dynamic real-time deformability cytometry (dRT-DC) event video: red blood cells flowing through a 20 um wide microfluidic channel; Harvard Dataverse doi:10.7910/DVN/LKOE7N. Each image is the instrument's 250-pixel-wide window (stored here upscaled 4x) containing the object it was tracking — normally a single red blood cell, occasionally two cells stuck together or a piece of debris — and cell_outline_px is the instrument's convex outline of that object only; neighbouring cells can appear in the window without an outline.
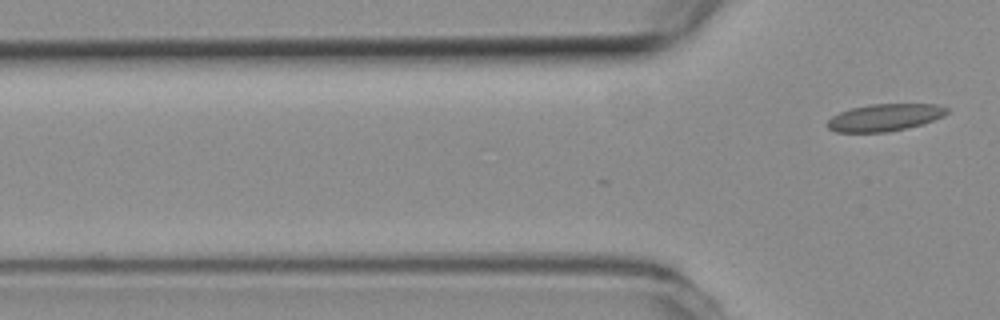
{"species": "common noctule bat (a hibernating species)", "species_latin": "Nyctalus noctula", "temperature_condition": "room temperature", "stored_images_in_passage": 5, "camera_frame_rate_fps": 3000, "um_per_image_px": 0.085, "animal": {"sex": "female", "body_mass_g": 19.3, "forearm_length_mm": 54.1}, "frame": {"image": 1, "passage_image": 5, "time_ms": 1.333, "image_size_px": [1000, 320], "cell_outline_px": [[948, 112], [944, 116], [920, 124], [904, 128], [884, 132], [836, 132], [828, 128], [828, 120], [832, 116], [840, 112], [852, 108], [872, 104], [936, 104], [948, 108]], "centroid_in_image_um": [75.19, 9.98], "position_along_channel_um": 50.6, "area_um2": 18.61}}